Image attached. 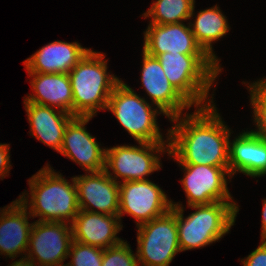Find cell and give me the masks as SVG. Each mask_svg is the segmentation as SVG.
<instances>
[{"instance_id":"603a6c76","label":"cell","mask_w":266,"mask_h":266,"mask_svg":"<svg viewBox=\"0 0 266 266\" xmlns=\"http://www.w3.org/2000/svg\"><path fill=\"white\" fill-rule=\"evenodd\" d=\"M194 6L195 0H156L143 17L158 25L185 22L193 17Z\"/></svg>"},{"instance_id":"484cf974","label":"cell","mask_w":266,"mask_h":266,"mask_svg":"<svg viewBox=\"0 0 266 266\" xmlns=\"http://www.w3.org/2000/svg\"><path fill=\"white\" fill-rule=\"evenodd\" d=\"M247 88L251 96L253 116H266V77L249 84Z\"/></svg>"},{"instance_id":"4fadbf2b","label":"cell","mask_w":266,"mask_h":266,"mask_svg":"<svg viewBox=\"0 0 266 266\" xmlns=\"http://www.w3.org/2000/svg\"><path fill=\"white\" fill-rule=\"evenodd\" d=\"M74 182L80 210L108 215L119 214V183L105 170L75 176Z\"/></svg>"},{"instance_id":"cb8c5ba5","label":"cell","mask_w":266,"mask_h":266,"mask_svg":"<svg viewBox=\"0 0 266 266\" xmlns=\"http://www.w3.org/2000/svg\"><path fill=\"white\" fill-rule=\"evenodd\" d=\"M68 256L72 259L65 266H101L103 249L73 240Z\"/></svg>"},{"instance_id":"ba28073f","label":"cell","mask_w":266,"mask_h":266,"mask_svg":"<svg viewBox=\"0 0 266 266\" xmlns=\"http://www.w3.org/2000/svg\"><path fill=\"white\" fill-rule=\"evenodd\" d=\"M138 144L139 146L121 145L106 148L104 170L116 182H120L117 178H123L122 182L147 180L148 175L161 168L159 153H169V142ZM109 169L113 170L114 176Z\"/></svg>"},{"instance_id":"7402d4cb","label":"cell","mask_w":266,"mask_h":266,"mask_svg":"<svg viewBox=\"0 0 266 266\" xmlns=\"http://www.w3.org/2000/svg\"><path fill=\"white\" fill-rule=\"evenodd\" d=\"M194 23H189L197 44L220 66V59L213 53L212 42L218 41L230 30L227 17L217 5L198 12Z\"/></svg>"},{"instance_id":"52a82bcc","label":"cell","mask_w":266,"mask_h":266,"mask_svg":"<svg viewBox=\"0 0 266 266\" xmlns=\"http://www.w3.org/2000/svg\"><path fill=\"white\" fill-rule=\"evenodd\" d=\"M137 259L141 266H169L178 252L176 207L151 221L136 226Z\"/></svg>"},{"instance_id":"d6986e66","label":"cell","mask_w":266,"mask_h":266,"mask_svg":"<svg viewBox=\"0 0 266 266\" xmlns=\"http://www.w3.org/2000/svg\"><path fill=\"white\" fill-rule=\"evenodd\" d=\"M23 203L16 199L2 210L0 209V254L13 259L22 252L26 254L33 223Z\"/></svg>"},{"instance_id":"ffe728a7","label":"cell","mask_w":266,"mask_h":266,"mask_svg":"<svg viewBox=\"0 0 266 266\" xmlns=\"http://www.w3.org/2000/svg\"><path fill=\"white\" fill-rule=\"evenodd\" d=\"M30 124V135L60 153L72 114L36 103L23 102Z\"/></svg>"},{"instance_id":"6da1fadb","label":"cell","mask_w":266,"mask_h":266,"mask_svg":"<svg viewBox=\"0 0 266 266\" xmlns=\"http://www.w3.org/2000/svg\"><path fill=\"white\" fill-rule=\"evenodd\" d=\"M215 104L196 108L171 121L169 153L179 164L229 167L231 130L222 121ZM182 116V117H181Z\"/></svg>"},{"instance_id":"9c48e42d","label":"cell","mask_w":266,"mask_h":266,"mask_svg":"<svg viewBox=\"0 0 266 266\" xmlns=\"http://www.w3.org/2000/svg\"><path fill=\"white\" fill-rule=\"evenodd\" d=\"M172 209V200L150 180L119 182V218L132 216L136 225L163 216Z\"/></svg>"},{"instance_id":"2e32d148","label":"cell","mask_w":266,"mask_h":266,"mask_svg":"<svg viewBox=\"0 0 266 266\" xmlns=\"http://www.w3.org/2000/svg\"><path fill=\"white\" fill-rule=\"evenodd\" d=\"M118 215L79 210L71 223L73 240L102 249L121 243L117 237L123 225Z\"/></svg>"},{"instance_id":"d4e9b609","label":"cell","mask_w":266,"mask_h":266,"mask_svg":"<svg viewBox=\"0 0 266 266\" xmlns=\"http://www.w3.org/2000/svg\"><path fill=\"white\" fill-rule=\"evenodd\" d=\"M124 241L103 249L101 266H140L137 254L132 253L130 245Z\"/></svg>"},{"instance_id":"1f68e13d","label":"cell","mask_w":266,"mask_h":266,"mask_svg":"<svg viewBox=\"0 0 266 266\" xmlns=\"http://www.w3.org/2000/svg\"><path fill=\"white\" fill-rule=\"evenodd\" d=\"M261 241L266 243V231L263 234H261Z\"/></svg>"},{"instance_id":"277c9868","label":"cell","mask_w":266,"mask_h":266,"mask_svg":"<svg viewBox=\"0 0 266 266\" xmlns=\"http://www.w3.org/2000/svg\"><path fill=\"white\" fill-rule=\"evenodd\" d=\"M105 54L89 50L68 73L73 94V116L94 117L105 110L116 85L121 81L107 72Z\"/></svg>"},{"instance_id":"ac0fdd59","label":"cell","mask_w":266,"mask_h":266,"mask_svg":"<svg viewBox=\"0 0 266 266\" xmlns=\"http://www.w3.org/2000/svg\"><path fill=\"white\" fill-rule=\"evenodd\" d=\"M229 172L250 177L266 174V139L251 131H244L229 141Z\"/></svg>"},{"instance_id":"f1b7e54d","label":"cell","mask_w":266,"mask_h":266,"mask_svg":"<svg viewBox=\"0 0 266 266\" xmlns=\"http://www.w3.org/2000/svg\"><path fill=\"white\" fill-rule=\"evenodd\" d=\"M254 123L257 127V130H252L255 134L266 139V116H253Z\"/></svg>"},{"instance_id":"e0dca14e","label":"cell","mask_w":266,"mask_h":266,"mask_svg":"<svg viewBox=\"0 0 266 266\" xmlns=\"http://www.w3.org/2000/svg\"><path fill=\"white\" fill-rule=\"evenodd\" d=\"M90 49L78 42L54 41L24 61L28 73H69Z\"/></svg>"},{"instance_id":"44dd1931","label":"cell","mask_w":266,"mask_h":266,"mask_svg":"<svg viewBox=\"0 0 266 266\" xmlns=\"http://www.w3.org/2000/svg\"><path fill=\"white\" fill-rule=\"evenodd\" d=\"M33 78L30 81V94L23 102L46 105L58 108L63 112L73 115V94L68 73H28Z\"/></svg>"},{"instance_id":"83f0119b","label":"cell","mask_w":266,"mask_h":266,"mask_svg":"<svg viewBox=\"0 0 266 266\" xmlns=\"http://www.w3.org/2000/svg\"><path fill=\"white\" fill-rule=\"evenodd\" d=\"M10 144L0 143V179L5 178L11 170L10 163Z\"/></svg>"},{"instance_id":"9a60e30c","label":"cell","mask_w":266,"mask_h":266,"mask_svg":"<svg viewBox=\"0 0 266 266\" xmlns=\"http://www.w3.org/2000/svg\"><path fill=\"white\" fill-rule=\"evenodd\" d=\"M143 51L157 57L163 53L206 54L197 44L190 25L149 23L144 31Z\"/></svg>"},{"instance_id":"8fae6325","label":"cell","mask_w":266,"mask_h":266,"mask_svg":"<svg viewBox=\"0 0 266 266\" xmlns=\"http://www.w3.org/2000/svg\"><path fill=\"white\" fill-rule=\"evenodd\" d=\"M184 172L181 179L188 207L206 205L214 202L232 201L227 187V177H232L229 167L209 165L179 164Z\"/></svg>"},{"instance_id":"5b68a950","label":"cell","mask_w":266,"mask_h":266,"mask_svg":"<svg viewBox=\"0 0 266 266\" xmlns=\"http://www.w3.org/2000/svg\"><path fill=\"white\" fill-rule=\"evenodd\" d=\"M172 206L176 207L178 243L181 252L218 242L229 233L239 212L236 202L221 201L189 206L196 211L184 219L182 204L172 202Z\"/></svg>"},{"instance_id":"7c38bea8","label":"cell","mask_w":266,"mask_h":266,"mask_svg":"<svg viewBox=\"0 0 266 266\" xmlns=\"http://www.w3.org/2000/svg\"><path fill=\"white\" fill-rule=\"evenodd\" d=\"M141 82L154 106L158 107L169 120L182 115L192 106L169 82L159 60L142 51Z\"/></svg>"},{"instance_id":"4316f807","label":"cell","mask_w":266,"mask_h":266,"mask_svg":"<svg viewBox=\"0 0 266 266\" xmlns=\"http://www.w3.org/2000/svg\"><path fill=\"white\" fill-rule=\"evenodd\" d=\"M243 266H266V243L261 241L258 248L241 260Z\"/></svg>"},{"instance_id":"8992f818","label":"cell","mask_w":266,"mask_h":266,"mask_svg":"<svg viewBox=\"0 0 266 266\" xmlns=\"http://www.w3.org/2000/svg\"><path fill=\"white\" fill-rule=\"evenodd\" d=\"M152 105L121 80L112 91L106 109L137 142H169V130L166 141L156 121L158 114L165 113L158 107L153 109Z\"/></svg>"},{"instance_id":"5bb4252c","label":"cell","mask_w":266,"mask_h":266,"mask_svg":"<svg viewBox=\"0 0 266 266\" xmlns=\"http://www.w3.org/2000/svg\"><path fill=\"white\" fill-rule=\"evenodd\" d=\"M93 117L75 116L66 126L60 154L71 159L89 172H99L105 168V150L100 148L95 137L85 125Z\"/></svg>"},{"instance_id":"3957f363","label":"cell","mask_w":266,"mask_h":266,"mask_svg":"<svg viewBox=\"0 0 266 266\" xmlns=\"http://www.w3.org/2000/svg\"><path fill=\"white\" fill-rule=\"evenodd\" d=\"M156 58L169 82L191 105L195 108L213 105V100L207 98L222 69L207 54L166 52Z\"/></svg>"},{"instance_id":"7a4b0ae2","label":"cell","mask_w":266,"mask_h":266,"mask_svg":"<svg viewBox=\"0 0 266 266\" xmlns=\"http://www.w3.org/2000/svg\"><path fill=\"white\" fill-rule=\"evenodd\" d=\"M52 169L48 164L34 174L28 180L30 193L24 192L18 199L30 209V218L39 216L37 221L71 224L80 210L74 177L72 183L68 182Z\"/></svg>"},{"instance_id":"f546056e","label":"cell","mask_w":266,"mask_h":266,"mask_svg":"<svg viewBox=\"0 0 266 266\" xmlns=\"http://www.w3.org/2000/svg\"><path fill=\"white\" fill-rule=\"evenodd\" d=\"M23 258H20L17 261L12 262L10 266H35L34 263L26 256H22Z\"/></svg>"},{"instance_id":"4dcf8cb0","label":"cell","mask_w":266,"mask_h":266,"mask_svg":"<svg viewBox=\"0 0 266 266\" xmlns=\"http://www.w3.org/2000/svg\"><path fill=\"white\" fill-rule=\"evenodd\" d=\"M262 232L263 234L266 231V199L263 200V209H262Z\"/></svg>"},{"instance_id":"30bf717a","label":"cell","mask_w":266,"mask_h":266,"mask_svg":"<svg viewBox=\"0 0 266 266\" xmlns=\"http://www.w3.org/2000/svg\"><path fill=\"white\" fill-rule=\"evenodd\" d=\"M72 242L70 223L36 220L30 231L29 245L25 256L35 266H37L36 264L38 266H65L66 264L63 262L68 258Z\"/></svg>"}]
</instances>
